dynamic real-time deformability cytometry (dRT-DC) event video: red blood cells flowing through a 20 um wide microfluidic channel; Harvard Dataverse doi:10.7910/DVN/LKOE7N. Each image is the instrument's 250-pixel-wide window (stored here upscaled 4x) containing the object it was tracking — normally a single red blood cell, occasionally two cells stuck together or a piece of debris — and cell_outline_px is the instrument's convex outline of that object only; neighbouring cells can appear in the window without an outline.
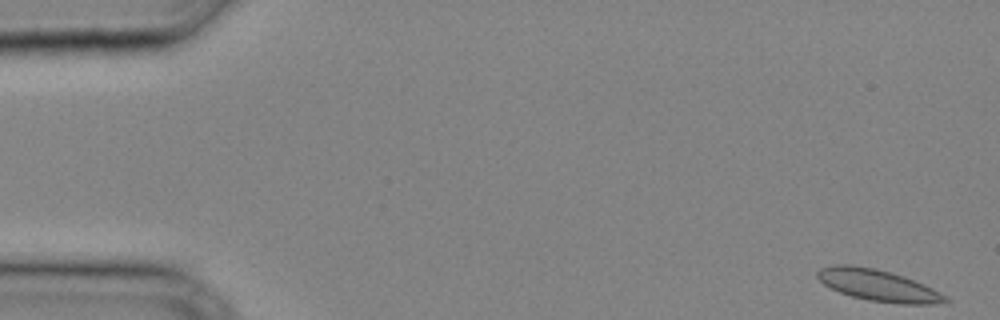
{"species": "common noctule bat (a hibernating species)", "species_latin": "Nyctalus noctula", "temperature_condition": "cold", "stored_images_in_passage": 33, "camera_frame_rate_fps": 3000, "um_per_image_px": 0.085, "animal": {"sex": "male", "body_mass_g": 20.4}, "frame": {"image": 1, "passage_image": 1, "time_ms": 0.0, "image_size_px": [1000, 320], "cell_outline_px": [[948, 300], [932, 304], [900, 304], [868, 300], [852, 296], [840, 292], [824, 284], [816, 276], [816, 272], [820, 268], [836, 264], [852, 264], [876, 268], [892, 272], [904, 276], [924, 284], [932, 288], [944, 296]], "centroid_in_image_um": [74.58, 24.23], "position_along_channel_um": 10.4, "area_um2": 23.35}}
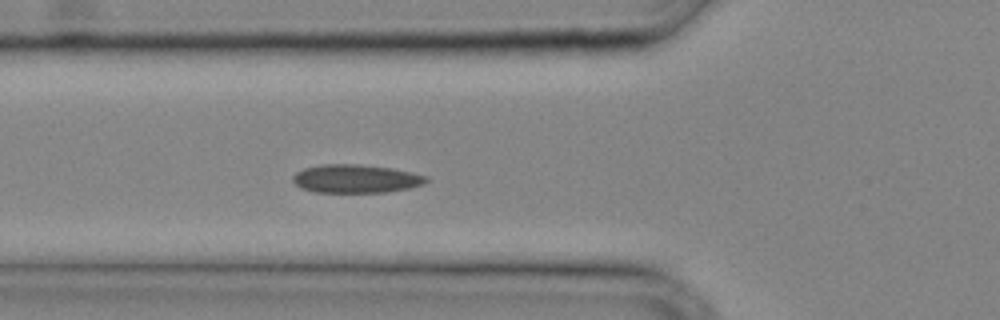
{"frame": {"image": 2, "passage_image": 12, "time_ms": 3.667, "image_size_px": [1000, 320], "cell_outline_px": [[428, 180], [424, 184], [408, 188], [384, 192], [316, 192], [300, 188], [292, 180], [292, 176], [296, 172], [304, 168], [320, 164], [360, 164], [392, 168], [412, 172], [428, 176]], "centroid_in_image_um": [30.23, 15.18], "position_along_channel_um": 95.6, "area_um2": 22.14}}
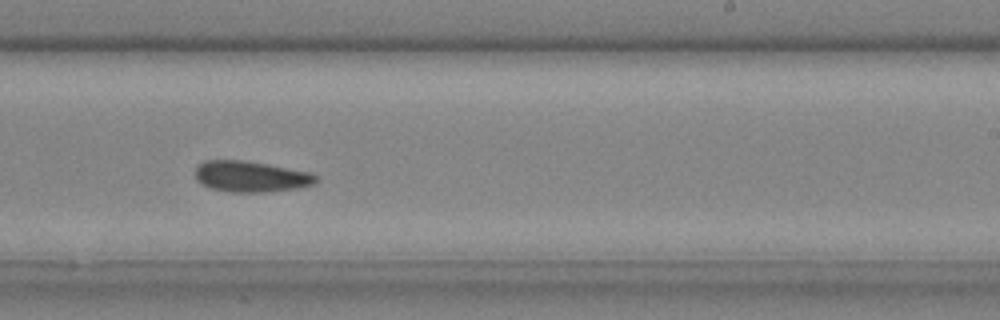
{"frame": {"image": 3, "passage_image": 21, "time_ms": 6.667, "image_size_px": [1000, 320], "cell_outline_px": [[316, 180], [312, 184], [296, 188], [264, 192], [228, 192], [212, 188], [196, 180], [196, 164], [204, 160], [244, 160], [268, 164], [308, 172], [316, 176]], "centroid_in_image_um": [21.26, 14.99], "position_along_channel_um": 267.7, "area_um2": 21.56}}